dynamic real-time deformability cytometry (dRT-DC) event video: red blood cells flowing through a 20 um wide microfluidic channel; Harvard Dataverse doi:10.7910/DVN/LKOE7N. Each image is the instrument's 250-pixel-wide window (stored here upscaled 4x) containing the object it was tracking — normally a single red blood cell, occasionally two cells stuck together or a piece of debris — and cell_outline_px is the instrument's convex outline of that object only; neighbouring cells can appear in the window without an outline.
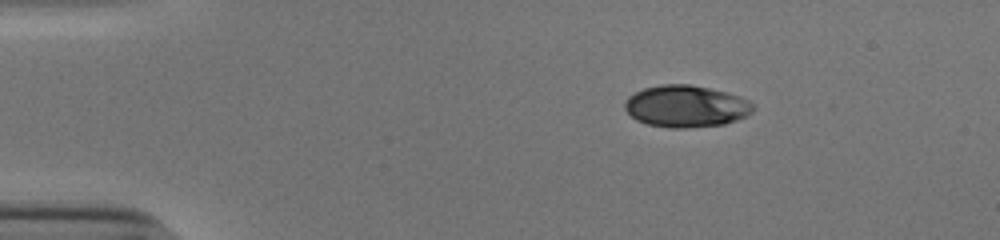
{"species": "human", "species_latin": "Homo sapiens", "temperature_condition": "cold", "stored_images_in_passage": 45, "camera_frame_rate_fps": 3000, "um_per_image_px": 0.085, "donor": {"sex": "male"}, "frame": {"image": 1, "passage_image": 1, "time_ms": 0.0, "image_size_px": [1000, 240], "cell_outline_px": [[752, 112], [736, 120], [724, 124], [684, 128], [668, 128], [648, 124], [636, 120], [624, 108], [624, 104], [628, 96], [644, 88], [660, 84], [688, 84], [708, 88], [740, 96], [748, 100], [752, 104]], "centroid_in_image_um": [58.28, 9.03], "position_along_channel_um": 26.7, "area_um2": 31.1}}
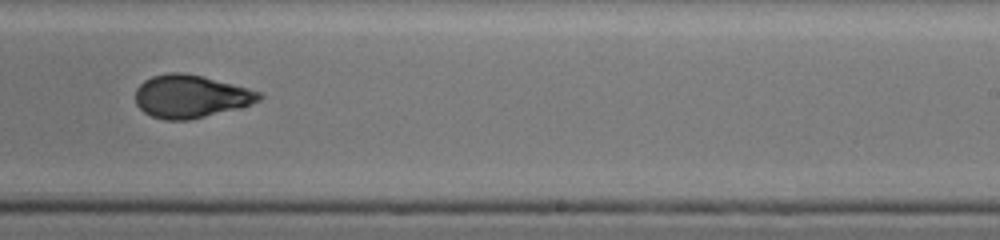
{"frame": {"image": 2, "passage_image": 26, "time_ms": 8.333, "image_size_px": [1000, 240], "cell_outline_px": [[264, 96], [260, 100], [252, 104], [240, 108], [188, 120], [164, 120], [152, 116], [144, 112], [136, 104], [136, 88], [144, 80], [152, 76], [168, 72], [184, 72], [248, 88], [260, 92]], "centroid_in_image_um": [16.2, 8.19], "position_along_channel_um": 272.8, "area_um2": 30.87}}
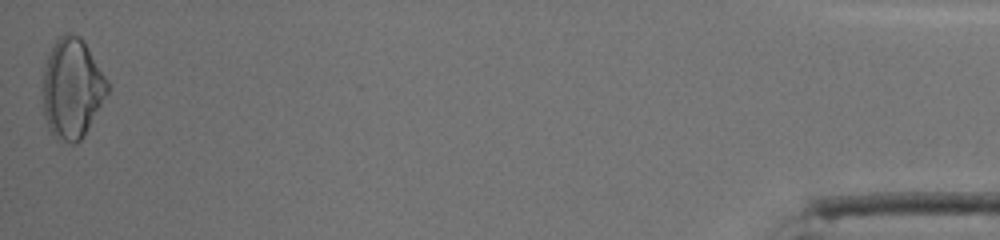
{"frame": {"image": 3, "passage_image": 45, "time_ms": 14.667, "image_size_px": [1000, 240], "cell_outline_px": [[108, 92], [84, 136], [76, 144], [72, 144], [56, 136], [48, 128], [44, 116], [44, 68], [48, 52], [56, 40], [64, 32], [68, 32], [80, 36], [84, 40], [108, 80]], "centroid_in_image_um": [6.14, 7.47], "position_along_channel_um": 429.1, "area_um2": 37.51}, "authors_computed_cell_mechanics": {"area_um2": 31.3276, "velocity_mm_per_s": 3.8749, "shape_relaxation_time_tau1_ms": 7.4043, "shape_relaxation_time_tau2_ms": 1.1239, "deformation_change_tau1": 0.2183, "deformation_change_tau2": 0.0423}}